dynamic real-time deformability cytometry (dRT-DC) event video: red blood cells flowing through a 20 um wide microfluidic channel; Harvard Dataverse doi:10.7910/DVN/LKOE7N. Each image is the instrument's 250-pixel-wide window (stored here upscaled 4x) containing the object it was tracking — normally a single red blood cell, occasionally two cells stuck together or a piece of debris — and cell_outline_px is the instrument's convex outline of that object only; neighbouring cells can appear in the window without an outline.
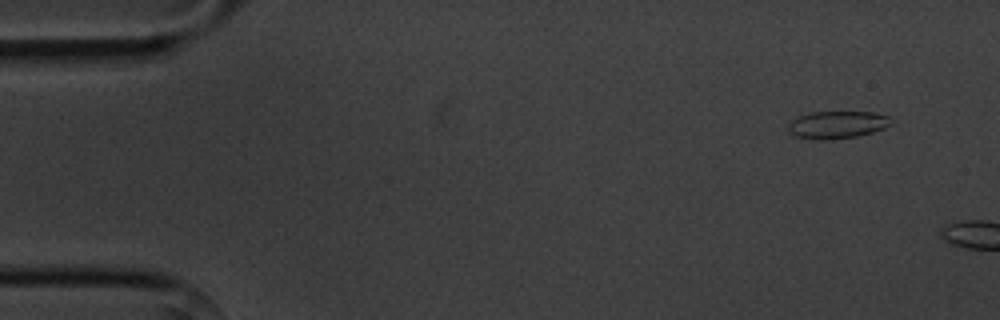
{"species": "common noctule bat (a hibernating species)", "species_latin": "Nyctalus noctula", "temperature_condition": "cold", "stored_images_in_passage": 3, "camera_frame_rate_fps": 3000, "um_per_image_px": 0.085, "animal": {"sex": "male", "body_mass_g": 20.1, "forearm_length_mm": 53.5}, "frame": {"image": 1, "passage_image": 1, "time_ms": 0.0, "image_size_px": [1000, 320], "cell_outline_px": [[888, 124], [884, 128], [872, 132], [856, 136], [824, 140], [820, 140], [796, 136], [788, 132], [788, 124], [792, 120], [800, 116], [812, 112], [872, 112], [888, 116]], "centroid_in_image_um": [71.1, 10.6], "position_along_channel_um": 13.9, "area_um2": 16.07}}